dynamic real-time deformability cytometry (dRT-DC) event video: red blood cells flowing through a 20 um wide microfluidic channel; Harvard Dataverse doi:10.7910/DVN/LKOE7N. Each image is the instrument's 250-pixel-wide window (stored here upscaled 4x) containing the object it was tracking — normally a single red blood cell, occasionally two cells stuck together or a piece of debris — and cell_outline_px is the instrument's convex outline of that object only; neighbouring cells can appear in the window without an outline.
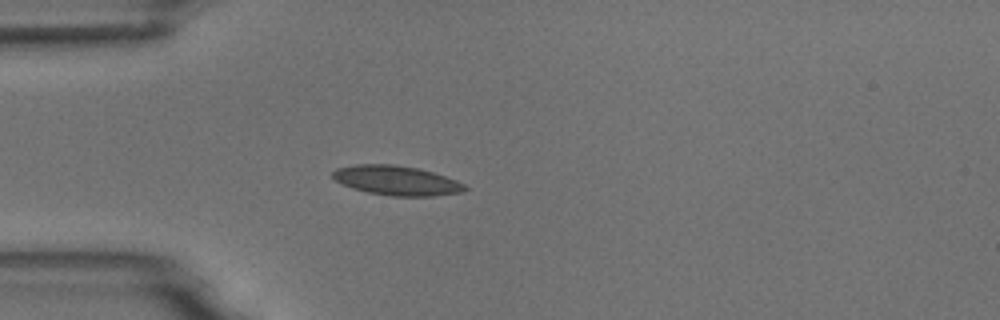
{"species": "common noctule bat (a hibernating species)", "species_latin": "Nyctalus noctula", "temperature_condition": "room temperature", "stored_images_in_passage": 6, "camera_frame_rate_fps": 3000, "um_per_image_px": 0.085, "animal": {"sex": "male", "body_mass_g": 18.8}, "frame": {"image": 1, "passage_image": 6, "time_ms": 6.667, "image_size_px": [1000, 320], "cell_outline_px": [[468, 188], [464, 192], [432, 196], [392, 196], [368, 192], [352, 188], [336, 180], [332, 176], [332, 172], [336, 168], [356, 164], [392, 164], [416, 168], [432, 172], [456, 180], [464, 184]], "centroid_in_image_um": [33.71, 15.34], "position_along_channel_um": 51.3, "area_um2": 22.6}}